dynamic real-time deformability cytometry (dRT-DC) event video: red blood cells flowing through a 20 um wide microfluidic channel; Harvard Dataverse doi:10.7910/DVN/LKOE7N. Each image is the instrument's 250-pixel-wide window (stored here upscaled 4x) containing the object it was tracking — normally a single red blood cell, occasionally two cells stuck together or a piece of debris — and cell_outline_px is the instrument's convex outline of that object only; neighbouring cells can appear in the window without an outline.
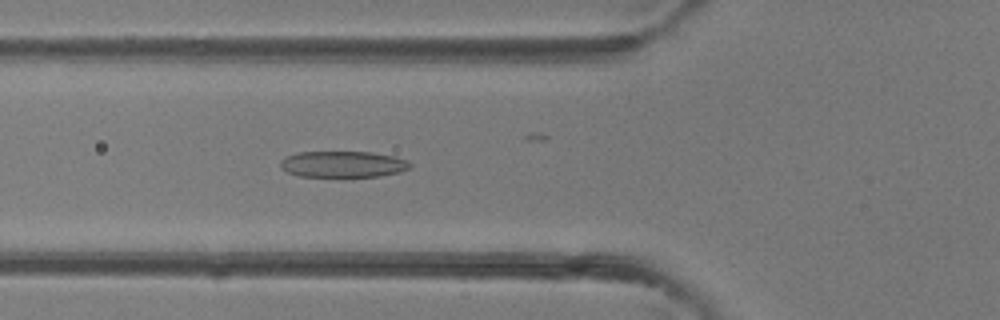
{"species": "common noctule bat (a hibernating species)", "species_latin": "Nyctalus noctula", "temperature_condition": "room temperature", "stored_images_in_passage": 34, "camera_frame_rate_fps": 3000, "um_per_image_px": 0.085, "animal": {"sex": "female"}, "frame": {"image": 1, "passage_image": 7, "time_ms": 2.0, "image_size_px": [1000, 320], "cell_outline_px": [[412, 168], [400, 172], [380, 176], [300, 176], [288, 172], [280, 168], [280, 160], [284, 156], [296, 152], [372, 152], [396, 156], [408, 160], [412, 164]], "centroid_in_image_um": [29.17, 13.94], "position_along_channel_um": 96.6, "area_um2": 20.06}}
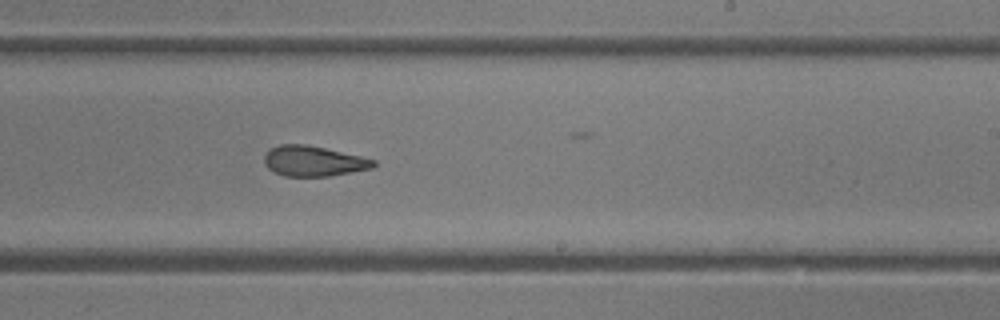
{"frame": {"image": 2, "passage_image": 17, "time_ms": 5.333, "image_size_px": [1000, 320], "cell_outline_px": [[376, 164], [372, 168], [352, 172], [328, 176], [284, 176], [268, 168], [264, 164], [264, 156], [272, 148], [280, 144], [308, 144], [360, 156], [376, 160]], "centroid_in_image_um": [26.65, 13.69], "position_along_channel_um": 262.3, "area_um2": 19.19}}
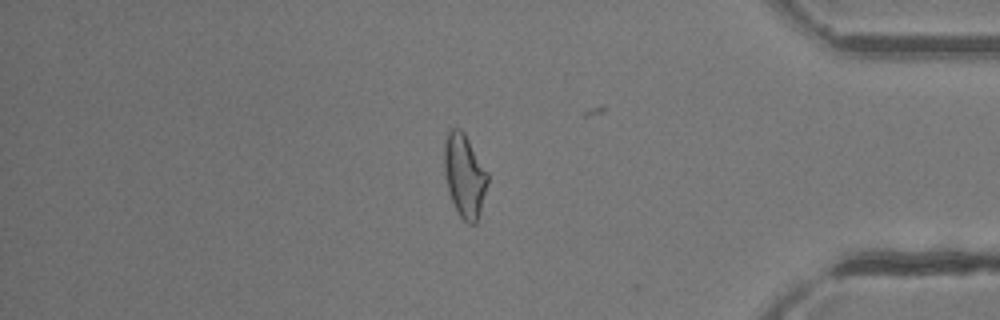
{"frame": {"image": 3, "passage_image": 27, "time_ms": 8.667, "image_size_px": [1000, 320], "cell_outline_px": [[488, 184], [480, 212], [476, 224], [468, 224], [456, 212], [448, 192], [444, 172], [444, 144], [448, 128], [460, 128], [464, 132], [488, 172]], "centroid_in_image_um": [39.47, 14.93], "position_along_channel_um": 395.7, "area_um2": 21.39}}